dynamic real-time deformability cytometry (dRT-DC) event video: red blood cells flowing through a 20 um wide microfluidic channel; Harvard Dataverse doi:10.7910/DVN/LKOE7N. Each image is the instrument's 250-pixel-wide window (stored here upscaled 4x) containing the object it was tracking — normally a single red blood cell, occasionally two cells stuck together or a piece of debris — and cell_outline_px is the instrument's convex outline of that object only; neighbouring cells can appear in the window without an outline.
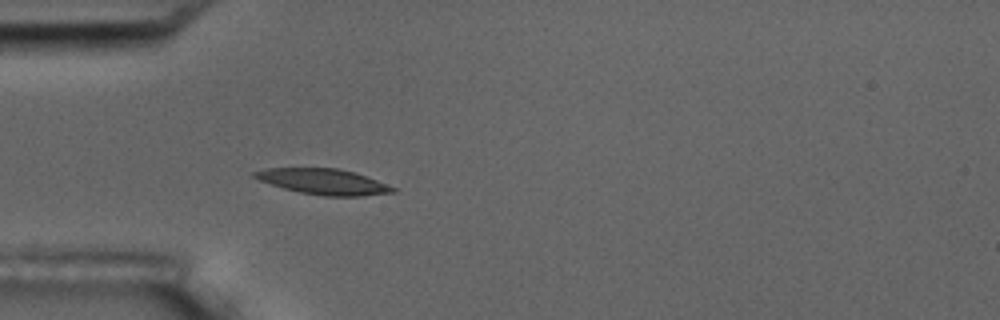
{"species": "common noctule bat (a hibernating species)", "species_latin": "Nyctalus noctula", "temperature_condition": "room temperature", "stored_images_in_passage": 4, "camera_frame_rate_fps": 3000, "um_per_image_px": 0.085, "animal": {"sex": "male", "body_mass_g": 17.5, "forearm_length_mm": 52.3}, "frame": {"image": 1, "passage_image": 4, "time_ms": 4.0, "image_size_px": [1000, 320], "cell_outline_px": [[396, 192], [364, 196], [324, 196], [300, 192], [284, 188], [260, 180], [252, 176], [252, 172], [268, 168], [336, 168], [352, 172], [376, 180], [396, 188]], "centroid_in_image_um": [27.49, 15.44], "position_along_channel_um": 57.5, "area_um2": 20.35}}